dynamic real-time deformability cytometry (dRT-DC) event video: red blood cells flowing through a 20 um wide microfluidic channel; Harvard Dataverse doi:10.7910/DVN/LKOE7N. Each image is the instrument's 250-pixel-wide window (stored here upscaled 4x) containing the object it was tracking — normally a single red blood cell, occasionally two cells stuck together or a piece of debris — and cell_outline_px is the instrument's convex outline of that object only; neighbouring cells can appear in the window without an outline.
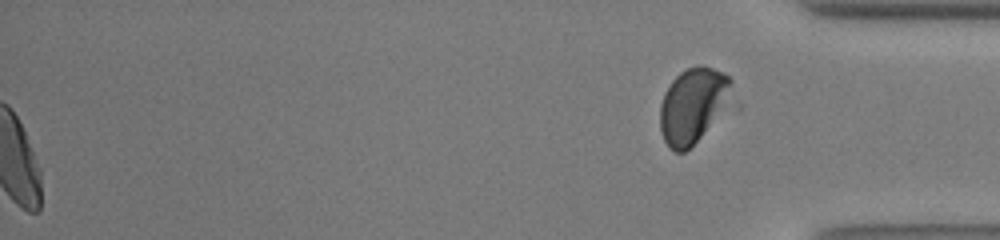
{"species": "human", "species_latin": "Homo sapiens", "temperature_condition": "warm", "stored_images_in_passage": 40, "segment_of_instrument_passage": [2, 2], "camera_frame_rate_fps": 3000, "um_per_image_px": 0.085, "donor": {"sex": "male"}, "frame": {"image": 1, "passage_image": 40, "time_ms": 13.0, "image_size_px": [1000, 240], "cell_outline_px": [[732, 84], [708, 124], [700, 136], [684, 152], [676, 152], [668, 148], [664, 140], [660, 128], [660, 104], [664, 92], [672, 80], [680, 72], [688, 68], [700, 64], [724, 72], [732, 80]], "centroid_in_image_um": [58.75, 8.91], "position_along_channel_um": 376.5, "area_um2": 29.54}}